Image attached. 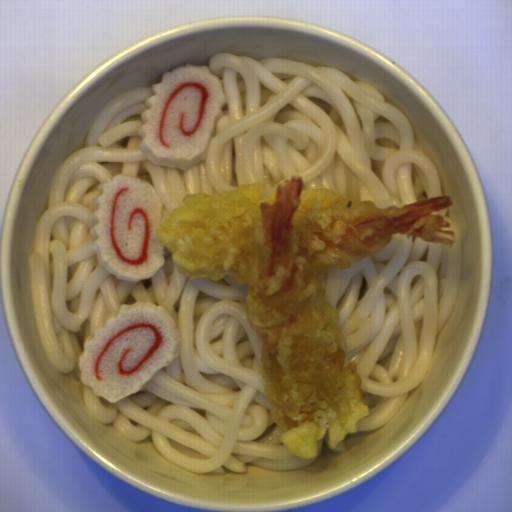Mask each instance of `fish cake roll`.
I'll return each instance as SVG.
<instances>
[{
	"mask_svg": "<svg viewBox=\"0 0 512 512\" xmlns=\"http://www.w3.org/2000/svg\"><path fill=\"white\" fill-rule=\"evenodd\" d=\"M182 337L164 307L122 304L104 327L87 336L78 368L94 395L117 402L141 390L179 355Z\"/></svg>",
	"mask_w": 512,
	"mask_h": 512,
	"instance_id": "fish-cake-roll-1",
	"label": "fish cake roll"
},
{
	"mask_svg": "<svg viewBox=\"0 0 512 512\" xmlns=\"http://www.w3.org/2000/svg\"><path fill=\"white\" fill-rule=\"evenodd\" d=\"M141 113L139 147L154 165L190 169L207 160V147L229 99L207 64L163 72Z\"/></svg>",
	"mask_w": 512,
	"mask_h": 512,
	"instance_id": "fish-cake-roll-2",
	"label": "fish cake roll"
},
{
	"mask_svg": "<svg viewBox=\"0 0 512 512\" xmlns=\"http://www.w3.org/2000/svg\"><path fill=\"white\" fill-rule=\"evenodd\" d=\"M92 249L99 266L119 280H148L166 263L158 238L163 202L150 182L116 174L93 198Z\"/></svg>",
	"mask_w": 512,
	"mask_h": 512,
	"instance_id": "fish-cake-roll-3",
	"label": "fish cake roll"
}]
</instances>
